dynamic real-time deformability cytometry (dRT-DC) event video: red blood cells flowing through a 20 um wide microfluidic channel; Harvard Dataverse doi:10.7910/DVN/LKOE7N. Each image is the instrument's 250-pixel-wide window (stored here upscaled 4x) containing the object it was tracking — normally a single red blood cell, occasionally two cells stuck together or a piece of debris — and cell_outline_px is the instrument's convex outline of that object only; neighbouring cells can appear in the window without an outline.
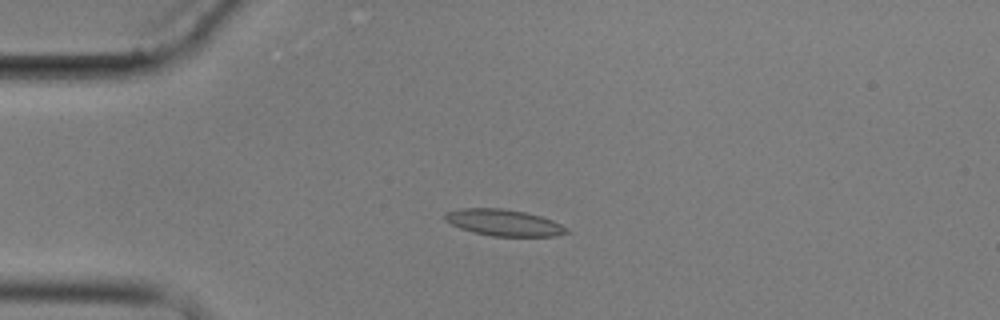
{"species": "common noctule bat (a hibernating species)", "species_latin": "Nyctalus noctula", "temperature_condition": "cold", "stored_images_in_passage": 3, "camera_frame_rate_fps": 3000, "um_per_image_px": 0.085, "animal": {"sex": "male", "body_mass_g": 17.9}, "frame": {"image": 1, "passage_image": 1, "time_ms": 0.0, "image_size_px": [1000, 320], "cell_outline_px": [[568, 232], [556, 236], [492, 236], [472, 232], [460, 228], [444, 220], [444, 212], [460, 208], [504, 208], [524, 212], [540, 216], [552, 220], [568, 228]], "centroid_in_image_um": [42.78, 18.92], "position_along_channel_um": 42.2, "area_um2": 18.79}}
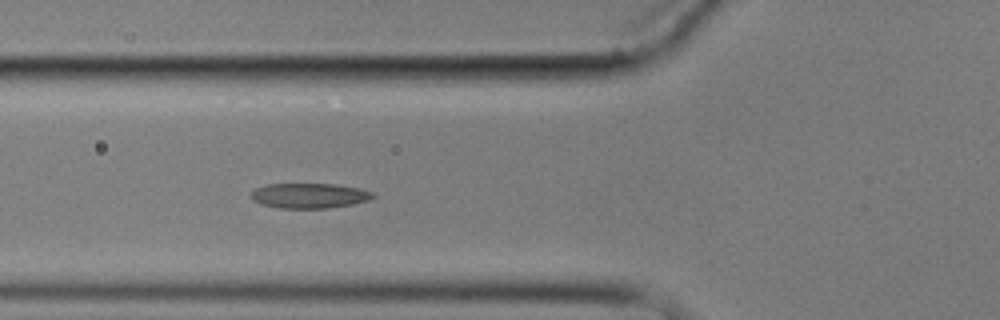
{"frame": {"image": 2, "passage_image": 3, "time_ms": 2.333, "image_size_px": [1000, 320], "cell_outline_px": [[376, 196], [368, 200], [352, 204], [328, 208], [280, 208], [260, 204], [252, 200], [252, 192], [256, 188], [268, 184], [336, 184], [360, 188], [372, 192]], "centroid_in_image_um": [26.3, 16.63], "position_along_channel_um": 99.5, "area_um2": 17.74}}